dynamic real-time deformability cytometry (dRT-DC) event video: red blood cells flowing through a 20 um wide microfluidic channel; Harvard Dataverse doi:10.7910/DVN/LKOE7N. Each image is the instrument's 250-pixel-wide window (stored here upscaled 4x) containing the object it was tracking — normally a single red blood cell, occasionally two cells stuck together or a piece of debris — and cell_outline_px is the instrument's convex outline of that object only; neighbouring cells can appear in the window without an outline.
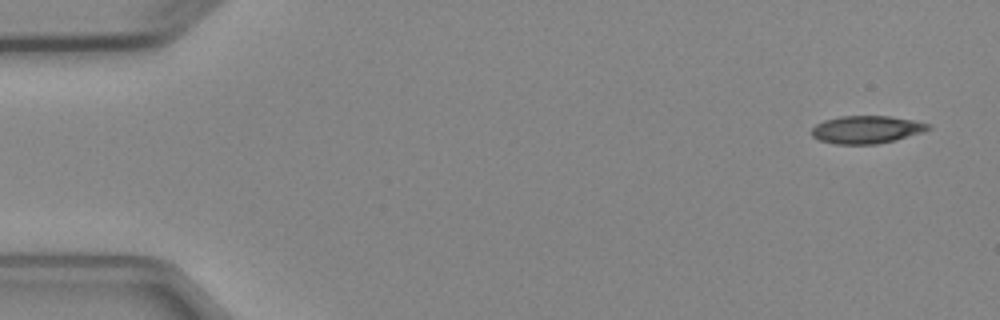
{"species": "Egyptian fruit bat (a non-hibernating species)", "species_latin": "Rousettus aegyptiacus", "temperature_condition": "cold", "stored_images_in_passage": 4, "camera_frame_rate_fps": 3000, "um_per_image_px": 0.085, "animal": {"sex": "female"}, "frame": {"image": 1, "passage_image": 1, "time_ms": 0.0, "image_size_px": [1000, 320], "cell_outline_px": [[932, 128], [924, 132], [896, 140], [876, 144], [836, 144], [820, 140], [812, 136], [812, 128], [816, 124], [824, 120], [840, 116], [888, 116], [912, 120], [928, 124]], "centroid_in_image_um": [73.66, 11.01], "position_along_channel_um": 11.3, "area_um2": 18.79}}
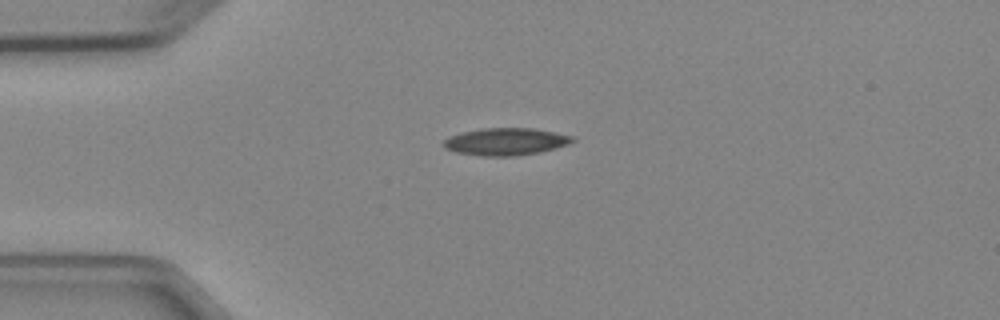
{"frame": {"image": 2, "passage_image": 4, "time_ms": 3.333, "image_size_px": [1000, 320], "cell_outline_px": [[576, 140], [572, 144], [540, 152], [516, 156], [480, 156], [456, 152], [444, 148], [444, 140], [448, 136], [460, 132], [484, 128], [532, 128], [572, 136]], "centroid_in_image_um": [42.99, 12.04], "position_along_channel_um": 42.0, "area_um2": 20.63}}